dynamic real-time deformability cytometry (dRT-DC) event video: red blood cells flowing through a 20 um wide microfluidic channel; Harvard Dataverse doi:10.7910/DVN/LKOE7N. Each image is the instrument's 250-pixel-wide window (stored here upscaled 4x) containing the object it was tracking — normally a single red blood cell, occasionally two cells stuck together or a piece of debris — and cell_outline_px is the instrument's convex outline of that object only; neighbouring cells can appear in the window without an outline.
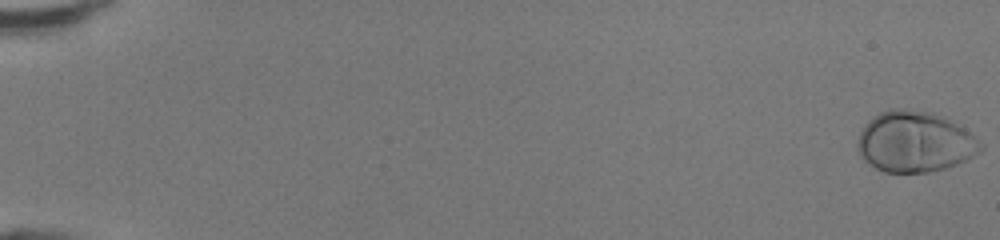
{"species": "human", "species_latin": "Homo sapiens", "temperature_condition": "room temperature", "stored_images_in_passage": 49, "camera_frame_rate_fps": 3000, "um_per_image_px": 0.085, "donor": {"sex": "female"}, "frame": {"image": 1, "passage_image": 1, "time_ms": 0.0, "image_size_px": [1000, 240], "cell_outline_px": [[984, 148], [980, 152], [956, 164], [944, 168], [928, 172], [884, 172], [876, 168], [864, 160], [860, 156], [856, 148], [856, 144], [860, 132], [868, 120], [872, 116], [880, 112], [892, 108], [900, 108], [932, 112], [944, 116], [964, 128]], "centroid_in_image_um": [77.71, 12.04], "position_along_channel_um": 7.3, "area_um2": 43.52}}
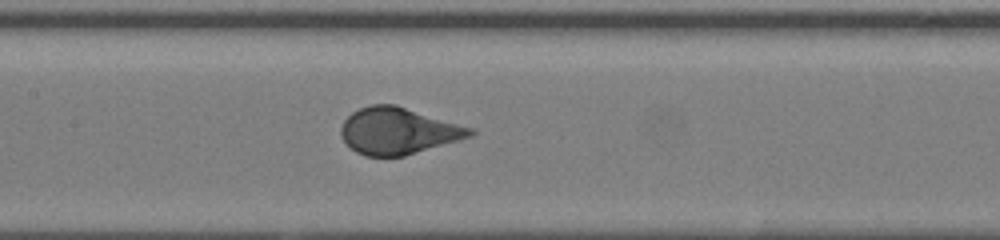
{"frame": {"image": 2, "passage_image": 26, "time_ms": 8.333, "image_size_px": [1000, 240], "cell_outline_px": [[476, 132], [472, 136], [460, 140], [404, 156], [364, 156], [356, 152], [340, 136], [340, 128], [344, 120], [352, 112], [360, 108], [372, 104], [396, 104], [476, 128]], "centroid_in_image_um": [33.89, 11.12], "position_along_channel_um": 173.5, "area_um2": 35.43}}
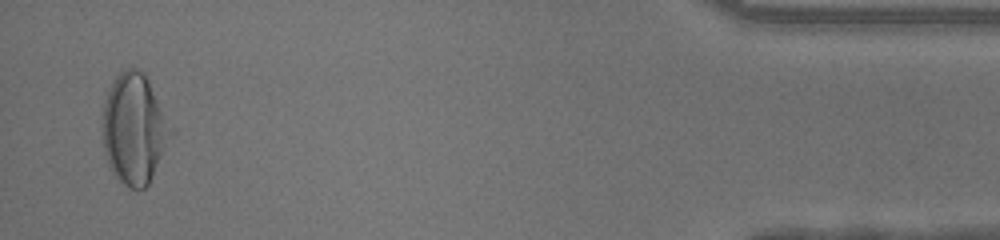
{"frame": {"image": 3, "passage_image": 48, "time_ms": 15.667, "image_size_px": [1000, 240], "cell_outline_px": [[176, 132], [148, 184], [144, 188], [128, 188], [116, 176], [104, 152], [104, 100], [116, 76], [124, 68], [132, 68], [144, 72]], "centroid_in_image_um": [11.47, 10.94], "position_along_channel_um": 423.7, "area_um2": 43.7}}